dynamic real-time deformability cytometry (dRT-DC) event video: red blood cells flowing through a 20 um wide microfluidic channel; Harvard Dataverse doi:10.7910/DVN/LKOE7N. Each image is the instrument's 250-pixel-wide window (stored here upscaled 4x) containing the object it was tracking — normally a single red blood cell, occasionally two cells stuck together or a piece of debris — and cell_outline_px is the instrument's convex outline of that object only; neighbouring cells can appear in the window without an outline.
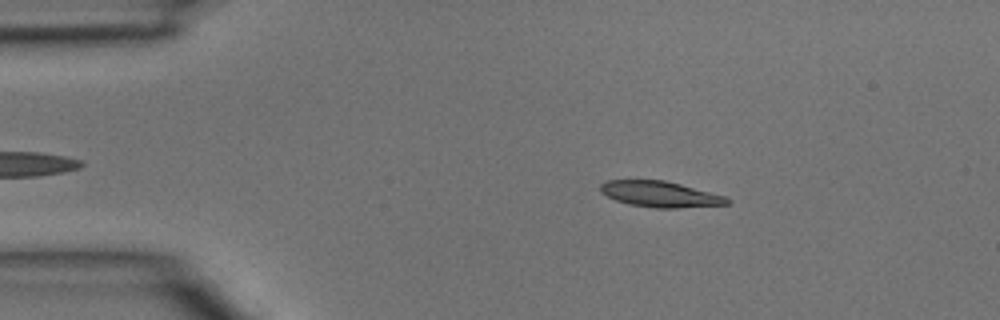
{"species": "common noctule bat (a hibernating species)", "species_latin": "Nyctalus noctula", "temperature_condition": "room temperature", "stored_images_in_passage": 2, "camera_frame_rate_fps": 3000, "um_per_image_px": 0.085, "animal": {"sex": "male", "body_mass_g": 15.6}, "frame": {"image": 1, "passage_image": 1, "time_ms": 0.0, "image_size_px": [1000, 320], "cell_outline_px": [[732, 200], [728, 204], [676, 208], [656, 208], [628, 204], [616, 200], [600, 192], [600, 184], [608, 180], [664, 180], [680, 184], [724, 196]], "centroid_in_image_um": [56.09, 16.5], "position_along_channel_um": 28.9, "area_um2": 18.9}}